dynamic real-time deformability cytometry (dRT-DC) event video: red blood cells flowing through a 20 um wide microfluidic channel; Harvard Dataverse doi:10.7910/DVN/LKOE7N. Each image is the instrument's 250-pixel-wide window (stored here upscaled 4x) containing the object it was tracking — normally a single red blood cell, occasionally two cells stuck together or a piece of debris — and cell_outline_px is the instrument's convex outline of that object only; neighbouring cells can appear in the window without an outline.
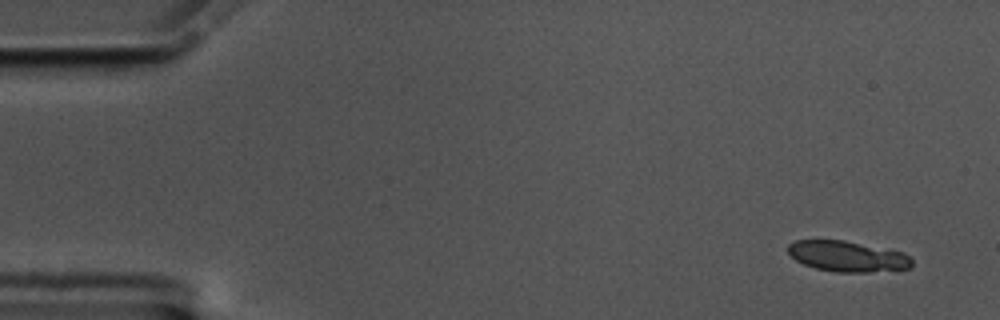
{"species": "common noctule bat (a hibernating species)", "species_latin": "Nyctalus noctula", "temperature_condition": "cold", "stored_images_in_passage": 13, "camera_frame_rate_fps": 3000, "um_per_image_px": 0.085, "animal": {"sex": "male", "body_mass_g": 17.5, "forearm_length_mm": 52.3}, "frame": {"image": 1, "passage_image": 3, "time_ms": 0.667, "image_size_px": [1000, 320], "cell_outline_px": [[912, 268], [868, 272], [836, 272], [816, 268], [804, 264], [796, 260], [788, 252], [788, 244], [796, 240], [844, 240], [904, 252], [912, 260]], "centroid_in_image_um": [72.04, 21.78], "position_along_channel_um": 13.0, "area_um2": 22.08}}